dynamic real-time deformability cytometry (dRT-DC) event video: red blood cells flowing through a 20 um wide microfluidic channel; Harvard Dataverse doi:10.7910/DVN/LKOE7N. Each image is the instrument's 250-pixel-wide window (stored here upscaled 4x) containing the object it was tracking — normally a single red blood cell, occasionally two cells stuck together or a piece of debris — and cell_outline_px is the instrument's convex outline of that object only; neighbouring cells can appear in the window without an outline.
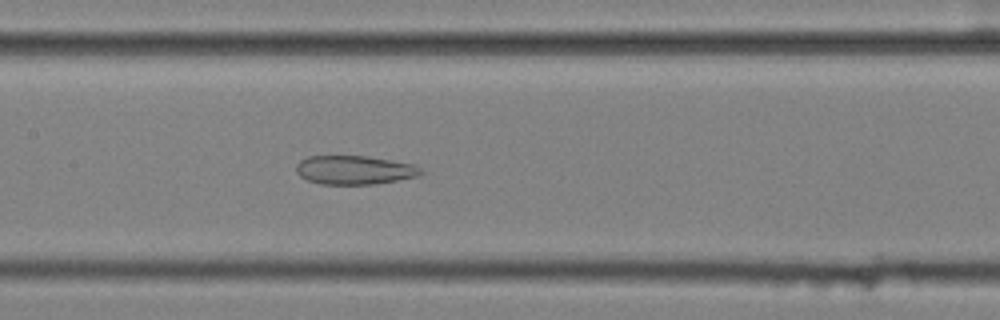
{"species": "common noctule bat (a hibernating species)", "species_latin": "Nyctalus noctula", "temperature_condition": "cold", "stored_images_in_passage": 53, "camera_frame_rate_fps": 3000, "um_per_image_px": 0.085, "animal": {"sex": "female", "body_mass_g": 25.1}, "frame": {"image": 1, "passage_image": 27, "time_ms": 8.667, "image_size_px": [1000, 320], "cell_outline_px": [[424, 172], [420, 176], [372, 184], [320, 184], [308, 180], [300, 176], [296, 172], [296, 164], [300, 160], [308, 156], [364, 156], [412, 164], [420, 168]], "centroid_in_image_um": [30.09, 14.45], "position_along_channel_um": 177.3, "area_um2": 20.75}}
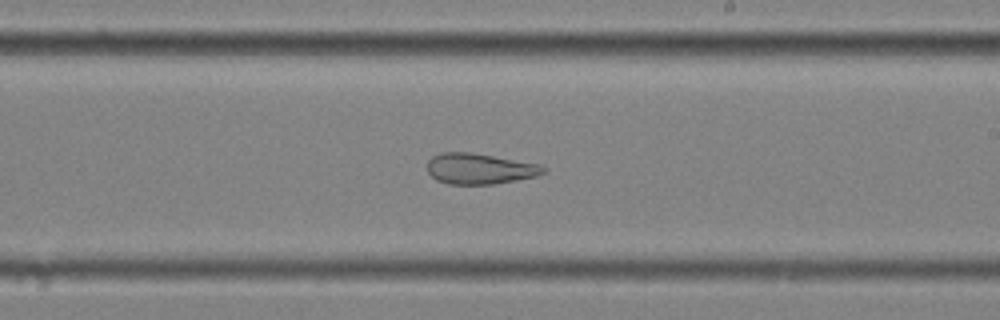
{"frame": {"image": 2, "passage_image": 33, "time_ms": 10.667, "image_size_px": [1000, 320], "cell_outline_px": [[548, 168], [544, 172], [536, 176], [516, 180], [492, 184], [448, 184], [436, 180], [428, 172], [428, 160], [432, 156], [440, 152], [468, 152], [540, 164]], "centroid_in_image_um": [40.75, 14.34], "position_along_channel_um": 248.2, "area_um2": 20.69}}
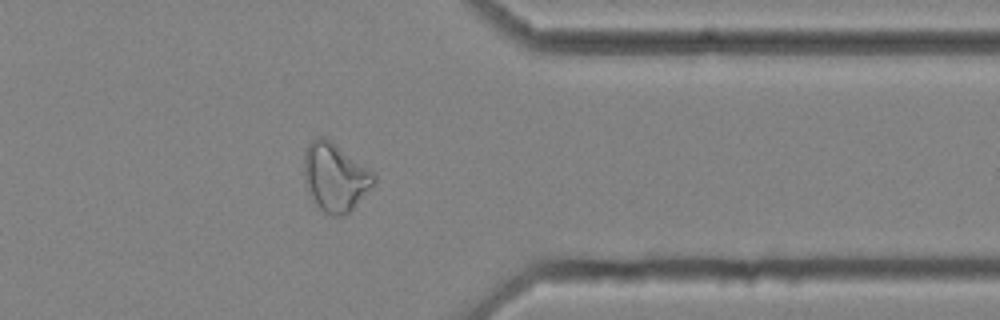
{"frame": {"image": 3, "passage_image": 45, "time_ms": 14.667, "image_size_px": [1000, 320], "cell_outline_px": [[376, 180], [356, 204], [344, 216], [332, 216], [324, 212], [312, 200], [308, 192], [304, 176], [304, 152], [308, 144], [312, 140], [320, 136], [324, 136], [332, 140], [368, 168], [376, 176]], "centroid_in_image_um": [28.45, 15.03], "position_along_channel_um": 382.9, "area_um2": 27.63}, "authors_computed_cell_mechanics": {"area_um2": 27.9174, "velocity_mm_per_s": 3.5615, "shape_relaxation_time_tau1_ms": null, "shape_relaxation_time_tau2_ms": 3.6195, "deformation_change_tau1": null, "deformation_change_tau2": 0.1347}}